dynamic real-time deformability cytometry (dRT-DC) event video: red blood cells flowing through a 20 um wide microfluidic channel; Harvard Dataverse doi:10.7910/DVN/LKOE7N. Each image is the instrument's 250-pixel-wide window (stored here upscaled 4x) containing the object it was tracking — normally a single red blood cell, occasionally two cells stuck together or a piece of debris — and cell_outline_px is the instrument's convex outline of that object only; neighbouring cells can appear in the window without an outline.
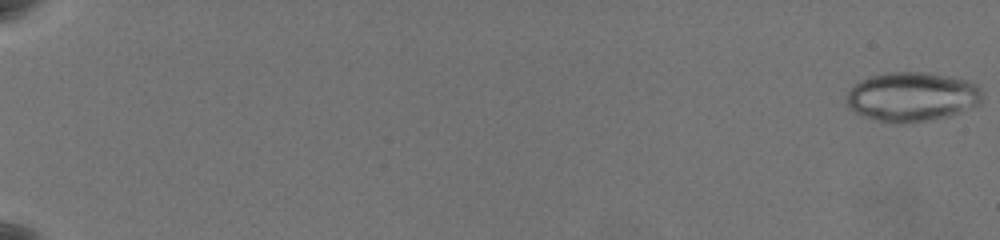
{"species": "common noctule bat (a hibernating species)", "species_latin": "Nyctalus noctula", "temperature_condition": "warm", "stored_images_in_passage": 63, "camera_frame_rate_fps": 3000, "um_per_image_px": 0.085, "animal": {"sex": "female", "body_mass_g": 19.5, "forearm_length_mm": 54.1}, "frame": {"image": 1, "passage_image": 1, "time_ms": 0.0, "image_size_px": [1000, 240], "cell_outline_px": [[980, 104], [972, 108], [948, 116], [932, 120], [904, 124], [892, 124], [860, 116], [848, 108], [844, 100], [848, 92], [860, 80], [884, 72], [928, 72], [952, 76], [968, 80], [976, 84], [980, 88]], "centroid_in_image_um": [77.49, 8.24], "position_along_channel_um": 7.5, "area_um2": 39.71}}
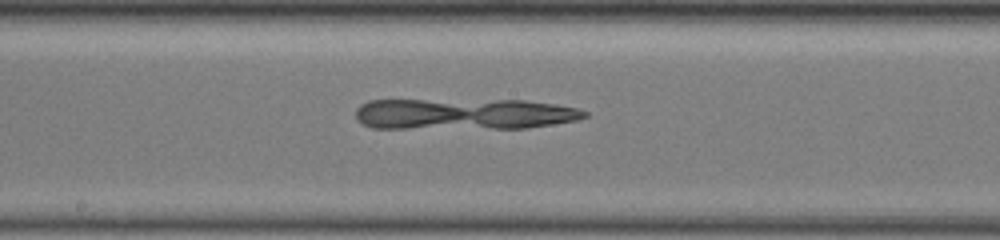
{"frame": {"image": 2, "passage_image": 38, "time_ms": 12.333, "image_size_px": [1000, 240], "cell_outline_px": [[588, 116], [580, 120], [528, 128], [372, 128], [356, 120], [356, 108], [360, 104], [368, 100], [524, 100], [556, 104], [576, 108], [588, 112]], "centroid_in_image_um": [39.45, 9.69], "position_along_channel_um": 208.7, "area_um2": 41.91}}
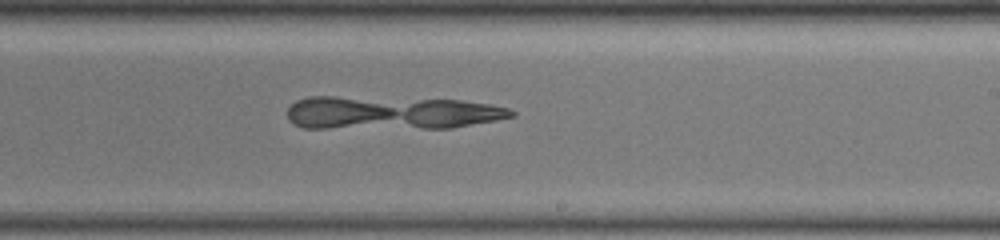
{"frame": {"image": 3, "passage_image": 42, "time_ms": 13.667, "image_size_px": [1000, 240], "cell_outline_px": [[516, 116], [496, 120], [452, 128], [304, 128], [292, 124], [288, 120], [288, 108], [296, 100], [308, 96], [336, 96], [460, 100], [488, 104], [508, 108], [516, 112]], "centroid_in_image_um": [33.21, 9.59], "position_along_channel_um": 255.8, "area_um2": 43.75}}